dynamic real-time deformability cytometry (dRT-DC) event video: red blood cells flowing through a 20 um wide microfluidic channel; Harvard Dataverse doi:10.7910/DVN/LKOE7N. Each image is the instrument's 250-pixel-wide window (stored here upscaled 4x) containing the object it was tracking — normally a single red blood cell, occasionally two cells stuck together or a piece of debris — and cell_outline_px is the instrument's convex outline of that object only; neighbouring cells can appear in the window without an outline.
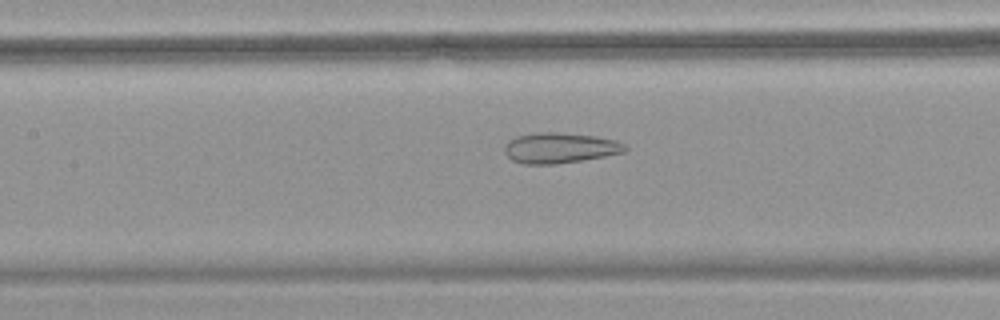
{"species": "common noctule bat (a hibernating species)", "species_latin": "Nyctalus noctula", "temperature_condition": "warm", "stored_images_in_passage": 49, "camera_frame_rate_fps": 3000, "um_per_image_px": 0.085, "animal": {"sex": "female", "body_mass_g": 18.4}, "frame": {"image": 1, "passage_image": 23, "time_ms": 7.333, "image_size_px": [1000, 320], "cell_outline_px": [[628, 148], [624, 152], [584, 160], [556, 164], [524, 164], [512, 160], [504, 152], [504, 144], [508, 140], [516, 136], [536, 132], [560, 132], [596, 136], [616, 140], [624, 144]], "centroid_in_image_um": [47.56, 12.56], "position_along_channel_um": 159.8, "area_um2": 21.62}}
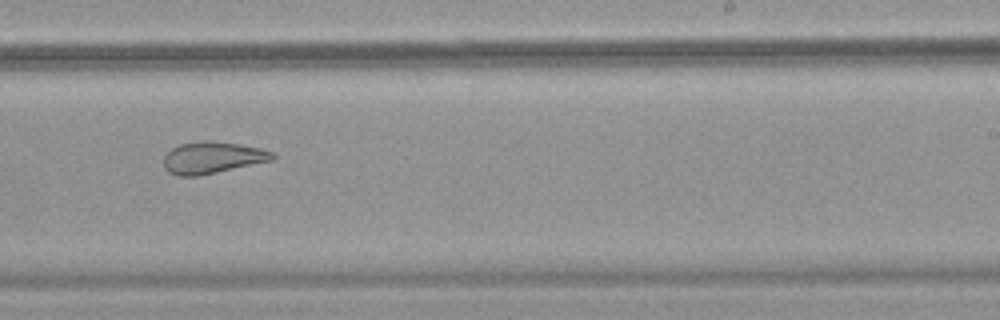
{"frame": {"image": 2, "passage_image": 31, "time_ms": 10.0, "image_size_px": [1000, 320], "cell_outline_px": [[276, 156], [272, 160], [200, 176], [176, 176], [168, 172], [164, 168], [164, 156], [172, 148], [180, 144], [204, 140], [208, 140], [236, 144], [260, 148], [272, 152]], "centroid_in_image_um": [18.01, 13.41], "position_along_channel_um": 271.0, "area_um2": 20.06}}
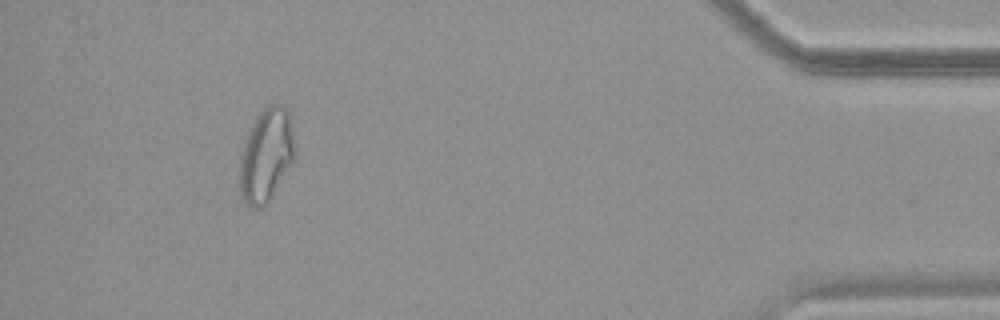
{"frame": {"image": 3, "passage_image": 45, "time_ms": 14.667, "image_size_px": [1000, 320], "cell_outline_px": [[292, 160], [268, 200], [260, 208], [256, 208], [248, 204], [240, 196], [240, 160], [248, 128], [260, 112], [264, 108], [272, 104], [280, 104], [288, 112], [292, 132]], "centroid_in_image_um": [22.56, 13.16], "position_along_channel_um": 412.6, "area_um2": 28.67}}